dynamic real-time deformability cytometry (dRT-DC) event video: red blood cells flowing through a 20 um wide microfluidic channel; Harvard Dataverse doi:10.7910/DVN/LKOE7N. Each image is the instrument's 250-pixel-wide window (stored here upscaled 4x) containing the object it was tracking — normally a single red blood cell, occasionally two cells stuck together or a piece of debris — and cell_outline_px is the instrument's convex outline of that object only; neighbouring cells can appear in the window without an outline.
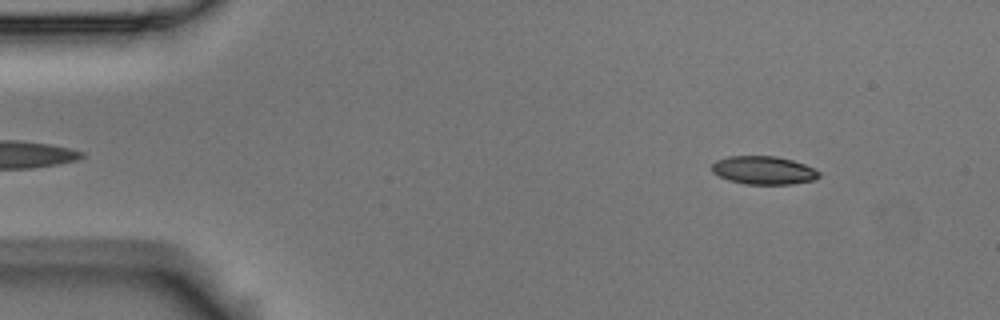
{"species": "Egyptian fruit bat (a non-hibernating species)", "species_latin": "Rousettus aegyptiacus", "temperature_condition": "room temperature", "stored_images_in_passage": 53, "camera_frame_rate_fps": 3000, "um_per_image_px": 0.085, "animal": {"sex": "male"}, "frame": {"image": 1, "passage_image": 5, "time_ms": 1.333, "image_size_px": [1000, 320], "cell_outline_px": [[820, 176], [816, 180], [792, 184], [744, 184], [728, 180], [712, 172], [712, 164], [716, 160], [728, 156], [776, 156], [792, 160], [804, 164], [820, 172]], "centroid_in_image_um": [64.91, 14.48], "position_along_channel_um": 20.1, "area_um2": 17.69}}
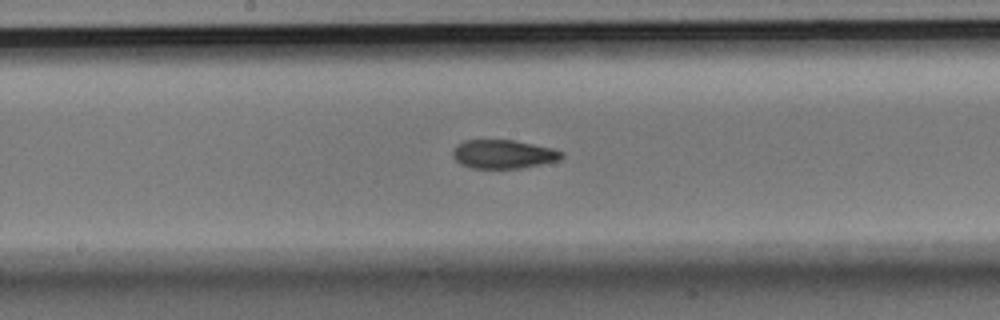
{"frame": {"image": 2, "passage_image": 27, "time_ms": 8.667, "image_size_px": [1000, 320], "cell_outline_px": [[564, 156], [560, 160], [520, 168], [472, 168], [460, 164], [452, 156], [452, 148], [456, 144], [464, 140], [512, 140], [552, 148], [564, 152]], "centroid_in_image_um": [42.75, 13.1], "position_along_channel_um": 205.5, "area_um2": 18.26}}
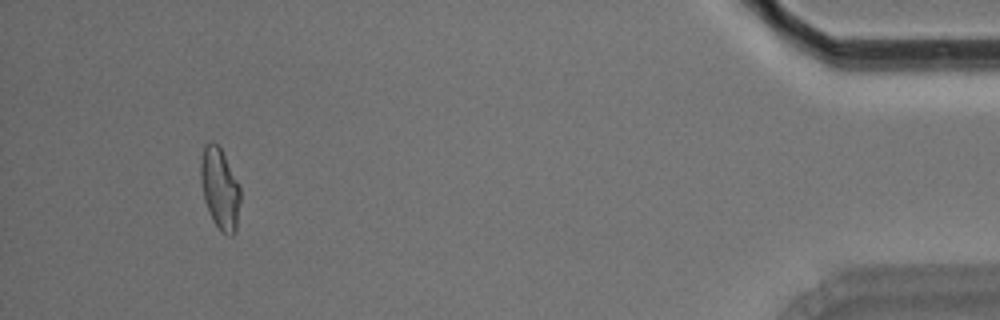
{"frame": {"image": 3, "passage_image": 50, "time_ms": 16.333, "image_size_px": [1000, 320], "cell_outline_px": [[240, 200], [236, 232], [232, 236], [228, 236], [212, 220], [204, 200], [200, 180], [200, 160], [204, 144], [212, 140], [220, 148], [240, 188]], "centroid_in_image_um": [18.66, 16.03], "position_along_channel_um": 416.5, "area_um2": 18.61}, "authors_computed_cell_mechanics": {"area_um2": 18.5538, "velocity_mm_per_s": 3.655, "shape_relaxation_time_tau1_ms": null, "shape_relaxation_time_tau2_ms": 3.2349, "deformation_change_tau1": null, "deformation_change_tau2": 0.0965}}